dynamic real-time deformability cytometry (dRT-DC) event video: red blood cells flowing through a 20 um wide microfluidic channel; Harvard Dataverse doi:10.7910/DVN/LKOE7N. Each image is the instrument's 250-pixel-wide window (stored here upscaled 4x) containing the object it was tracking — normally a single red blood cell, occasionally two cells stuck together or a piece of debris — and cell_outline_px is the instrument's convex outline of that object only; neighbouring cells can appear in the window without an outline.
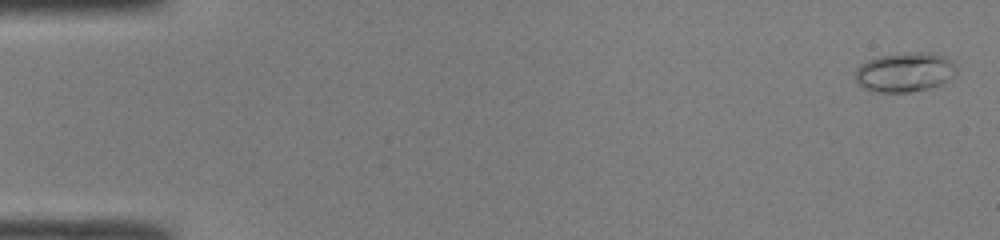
{"species": "common noctule bat (a hibernating species)", "species_latin": "Nyctalus noctula", "temperature_condition": "room temperature", "stored_images_in_passage": 47, "camera_frame_rate_fps": 3000, "um_per_image_px": 0.085, "animal": {"sex": "male", "body_mass_g": 19.0, "forearm_length_mm": 50.8}, "frame": {"image": 1, "passage_image": 1, "time_ms": 0.0, "image_size_px": [1000, 240], "cell_outline_px": [[956, 72], [948, 80], [940, 84], [928, 88], [908, 92], [872, 92], [856, 84], [856, 68], [860, 64], [868, 60], [880, 56], [908, 52], [932, 52], [944, 56], [952, 60], [956, 64]], "centroid_in_image_um": [76.9, 6.13], "position_along_channel_um": 8.1, "area_um2": 23.41}}
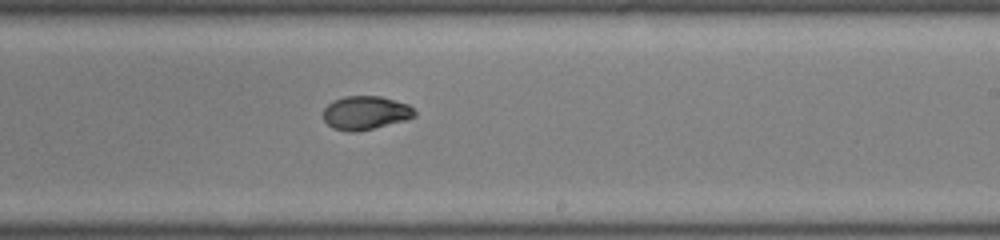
{"frame": {"image": 2, "passage_image": 29, "time_ms": 9.333, "image_size_px": [1000, 240], "cell_outline_px": [[416, 116], [404, 120], [356, 132], [348, 132], [332, 128], [324, 120], [324, 108], [332, 100], [344, 96], [380, 96], [408, 104], [416, 112]], "centroid_in_image_um": [31.04, 9.58], "position_along_channel_um": 258.0, "area_um2": 17.8}}
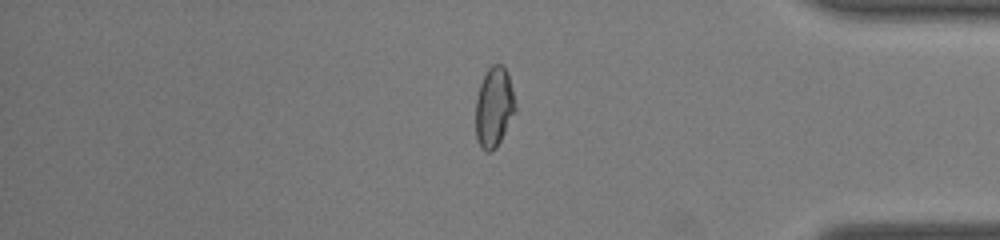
{"frame": {"image": 3, "passage_image": 40, "time_ms": 13.0, "image_size_px": [1000, 240], "cell_outline_px": [[516, 112], [496, 148], [492, 152], [488, 152], [480, 144], [476, 136], [476, 100], [480, 84], [488, 68], [492, 64], [500, 64], [508, 72], [516, 108]], "centroid_in_image_um": [42.0, 9.1], "position_along_channel_um": 393.2, "area_um2": 18.32}, "authors_computed_cell_mechanics": {"area_um2": 18.5538, "velocity_mm_per_s": 4.3104, "shape_relaxation_time_tau1_ms": 7.8713, "shape_relaxation_time_tau2_ms": 1.563, "deformation_change_tau1": 0.2478, "deformation_change_tau2": 0.0448}}